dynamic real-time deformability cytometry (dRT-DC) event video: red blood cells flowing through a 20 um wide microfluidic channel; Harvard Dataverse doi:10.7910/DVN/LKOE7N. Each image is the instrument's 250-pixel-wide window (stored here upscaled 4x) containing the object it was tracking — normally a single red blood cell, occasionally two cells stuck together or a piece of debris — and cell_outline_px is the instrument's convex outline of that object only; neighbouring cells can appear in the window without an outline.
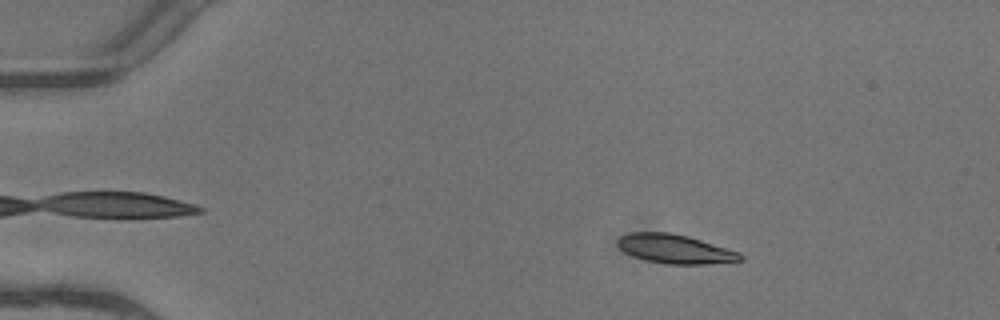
{"species": "common noctule bat (a hibernating species)", "species_latin": "Nyctalus noctula", "temperature_condition": "warm", "stored_images_in_passage": 4, "camera_frame_rate_fps": 3000, "um_per_image_px": 0.085, "animal": {"sex": "female"}, "frame": {"image": 1, "passage_image": 2, "time_ms": 0.333, "image_size_px": [1000, 320], "cell_outline_px": [[744, 260], [704, 264], [668, 264], [644, 260], [632, 256], [624, 252], [616, 244], [616, 240], [620, 236], [628, 232], [668, 232], [688, 236], [740, 252], [744, 256]], "centroid_in_image_um": [57.34, 21.16], "position_along_channel_um": 27.7, "area_um2": 20.92}}